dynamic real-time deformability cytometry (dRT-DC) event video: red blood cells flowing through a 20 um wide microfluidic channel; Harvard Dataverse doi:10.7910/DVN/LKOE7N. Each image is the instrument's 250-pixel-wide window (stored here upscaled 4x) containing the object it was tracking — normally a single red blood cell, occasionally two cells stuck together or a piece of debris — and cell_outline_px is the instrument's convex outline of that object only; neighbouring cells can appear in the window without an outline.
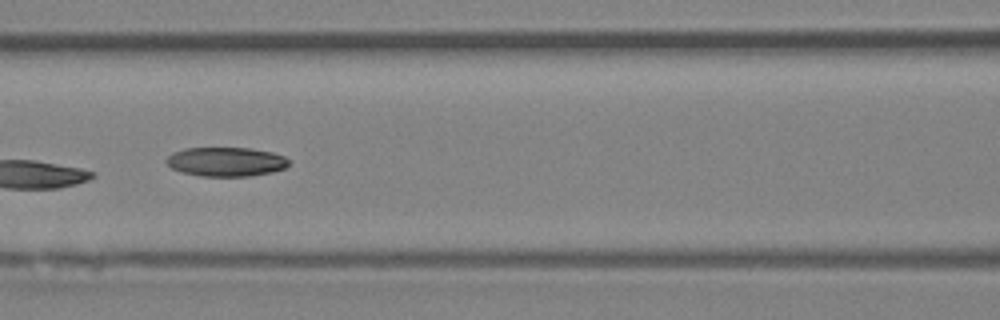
{"species": "Egyptian fruit bat (a non-hibernating species)", "species_latin": "Rousettus aegyptiacus", "temperature_condition": "room temperature", "stored_images_in_passage": 10, "camera_frame_rate_fps": 3000, "um_per_image_px": 0.085, "animal": {"sex": "female"}, "frame": {"image": 1, "passage_image": 7, "time_ms": 8.0, "image_size_px": [1000, 320], "cell_outline_px": [[292, 160], [284, 168], [272, 172], [248, 176], [204, 176], [184, 172], [172, 168], [168, 164], [168, 156], [172, 152], [184, 148], [252, 148], [272, 152], [284, 156]], "centroid_in_image_um": [19.26, 13.73], "position_along_channel_um": 147.3, "area_um2": 20.69}}
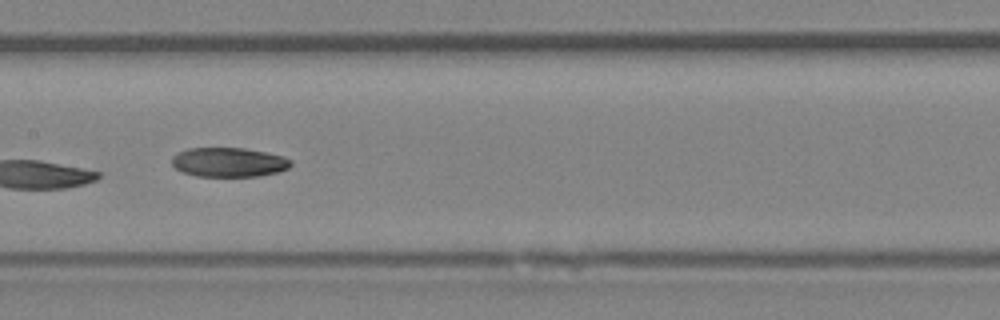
{"frame": {"image": 2, "passage_image": 8, "time_ms": 9.0, "image_size_px": [1000, 320], "cell_outline_px": [[292, 164], [288, 168], [276, 172], [260, 176], [196, 176], [180, 172], [172, 164], [172, 156], [176, 152], [188, 148], [244, 148], [284, 156], [292, 160]], "centroid_in_image_um": [19.42, 13.79], "position_along_channel_um": 188.0, "area_um2": 20.46}}